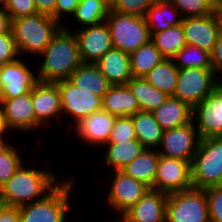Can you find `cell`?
I'll return each mask as SVG.
<instances>
[{
  "label": "cell",
  "instance_id": "1",
  "mask_svg": "<svg viewBox=\"0 0 222 222\" xmlns=\"http://www.w3.org/2000/svg\"><path fill=\"white\" fill-rule=\"evenodd\" d=\"M61 182L53 170L31 168L25 162L0 188V203L15 207L31 204L44 199Z\"/></svg>",
  "mask_w": 222,
  "mask_h": 222
},
{
  "label": "cell",
  "instance_id": "2",
  "mask_svg": "<svg viewBox=\"0 0 222 222\" xmlns=\"http://www.w3.org/2000/svg\"><path fill=\"white\" fill-rule=\"evenodd\" d=\"M71 29L72 27L65 24L39 55L43 59H41V65L38 66L40 82L55 83L67 80L83 63L77 39Z\"/></svg>",
  "mask_w": 222,
  "mask_h": 222
},
{
  "label": "cell",
  "instance_id": "3",
  "mask_svg": "<svg viewBox=\"0 0 222 222\" xmlns=\"http://www.w3.org/2000/svg\"><path fill=\"white\" fill-rule=\"evenodd\" d=\"M62 27L50 15L42 13L12 19L11 30L19 56L38 57Z\"/></svg>",
  "mask_w": 222,
  "mask_h": 222
},
{
  "label": "cell",
  "instance_id": "4",
  "mask_svg": "<svg viewBox=\"0 0 222 222\" xmlns=\"http://www.w3.org/2000/svg\"><path fill=\"white\" fill-rule=\"evenodd\" d=\"M74 183L75 175L67 176L44 199L19 207L20 222H66L67 214L73 210L69 200Z\"/></svg>",
  "mask_w": 222,
  "mask_h": 222
},
{
  "label": "cell",
  "instance_id": "5",
  "mask_svg": "<svg viewBox=\"0 0 222 222\" xmlns=\"http://www.w3.org/2000/svg\"><path fill=\"white\" fill-rule=\"evenodd\" d=\"M222 177V136L200 139L191 163V182L195 189L220 186Z\"/></svg>",
  "mask_w": 222,
  "mask_h": 222
},
{
  "label": "cell",
  "instance_id": "6",
  "mask_svg": "<svg viewBox=\"0 0 222 222\" xmlns=\"http://www.w3.org/2000/svg\"><path fill=\"white\" fill-rule=\"evenodd\" d=\"M105 21L111 33L112 46L126 53L130 54L151 40L149 27L143 16L109 10Z\"/></svg>",
  "mask_w": 222,
  "mask_h": 222
},
{
  "label": "cell",
  "instance_id": "7",
  "mask_svg": "<svg viewBox=\"0 0 222 222\" xmlns=\"http://www.w3.org/2000/svg\"><path fill=\"white\" fill-rule=\"evenodd\" d=\"M165 218L166 222H210L205 190L168 194Z\"/></svg>",
  "mask_w": 222,
  "mask_h": 222
},
{
  "label": "cell",
  "instance_id": "8",
  "mask_svg": "<svg viewBox=\"0 0 222 222\" xmlns=\"http://www.w3.org/2000/svg\"><path fill=\"white\" fill-rule=\"evenodd\" d=\"M220 84L212 69H179L173 97L187 103L193 109Z\"/></svg>",
  "mask_w": 222,
  "mask_h": 222
},
{
  "label": "cell",
  "instance_id": "9",
  "mask_svg": "<svg viewBox=\"0 0 222 222\" xmlns=\"http://www.w3.org/2000/svg\"><path fill=\"white\" fill-rule=\"evenodd\" d=\"M109 177L113 179L109 180H112V184H109L108 186L110 187H107L109 190L106 198L108 205L111 206L109 208H112L119 214V217L117 216L110 220V222H116L151 188L145 183L126 175L121 170L111 171Z\"/></svg>",
  "mask_w": 222,
  "mask_h": 222
},
{
  "label": "cell",
  "instance_id": "10",
  "mask_svg": "<svg viewBox=\"0 0 222 222\" xmlns=\"http://www.w3.org/2000/svg\"><path fill=\"white\" fill-rule=\"evenodd\" d=\"M60 92L61 109L69 115L72 126L90 114L102 110V97L90 90L79 88L68 79L55 82Z\"/></svg>",
  "mask_w": 222,
  "mask_h": 222
},
{
  "label": "cell",
  "instance_id": "11",
  "mask_svg": "<svg viewBox=\"0 0 222 222\" xmlns=\"http://www.w3.org/2000/svg\"><path fill=\"white\" fill-rule=\"evenodd\" d=\"M24 60L20 57L0 66V99L16 98L29 93L40 82L36 70L33 72V66H28L29 62Z\"/></svg>",
  "mask_w": 222,
  "mask_h": 222
},
{
  "label": "cell",
  "instance_id": "12",
  "mask_svg": "<svg viewBox=\"0 0 222 222\" xmlns=\"http://www.w3.org/2000/svg\"><path fill=\"white\" fill-rule=\"evenodd\" d=\"M181 25L186 43L211 54L222 33V12L215 10L207 16L182 18Z\"/></svg>",
  "mask_w": 222,
  "mask_h": 222
},
{
  "label": "cell",
  "instance_id": "13",
  "mask_svg": "<svg viewBox=\"0 0 222 222\" xmlns=\"http://www.w3.org/2000/svg\"><path fill=\"white\" fill-rule=\"evenodd\" d=\"M199 141L200 137L192 120L181 127L165 130L157 151L160 155L192 163Z\"/></svg>",
  "mask_w": 222,
  "mask_h": 222
},
{
  "label": "cell",
  "instance_id": "14",
  "mask_svg": "<svg viewBox=\"0 0 222 222\" xmlns=\"http://www.w3.org/2000/svg\"><path fill=\"white\" fill-rule=\"evenodd\" d=\"M191 188V163L160 155L153 189L171 194Z\"/></svg>",
  "mask_w": 222,
  "mask_h": 222
},
{
  "label": "cell",
  "instance_id": "15",
  "mask_svg": "<svg viewBox=\"0 0 222 222\" xmlns=\"http://www.w3.org/2000/svg\"><path fill=\"white\" fill-rule=\"evenodd\" d=\"M192 120L200 139L222 136V84L193 108Z\"/></svg>",
  "mask_w": 222,
  "mask_h": 222
},
{
  "label": "cell",
  "instance_id": "16",
  "mask_svg": "<svg viewBox=\"0 0 222 222\" xmlns=\"http://www.w3.org/2000/svg\"><path fill=\"white\" fill-rule=\"evenodd\" d=\"M76 29V30H75ZM83 63L95 64L112 46L111 33L106 21L78 29L73 28Z\"/></svg>",
  "mask_w": 222,
  "mask_h": 222
},
{
  "label": "cell",
  "instance_id": "17",
  "mask_svg": "<svg viewBox=\"0 0 222 222\" xmlns=\"http://www.w3.org/2000/svg\"><path fill=\"white\" fill-rule=\"evenodd\" d=\"M31 101L36 118V129L40 130V126L47 129L51 119L62 117L60 92L55 83L39 82L31 90Z\"/></svg>",
  "mask_w": 222,
  "mask_h": 222
},
{
  "label": "cell",
  "instance_id": "18",
  "mask_svg": "<svg viewBox=\"0 0 222 222\" xmlns=\"http://www.w3.org/2000/svg\"><path fill=\"white\" fill-rule=\"evenodd\" d=\"M168 194L149 189L148 192L116 222H166Z\"/></svg>",
  "mask_w": 222,
  "mask_h": 222
},
{
  "label": "cell",
  "instance_id": "19",
  "mask_svg": "<svg viewBox=\"0 0 222 222\" xmlns=\"http://www.w3.org/2000/svg\"><path fill=\"white\" fill-rule=\"evenodd\" d=\"M0 107L10 130L24 133L36 131L31 91L16 98L0 99Z\"/></svg>",
  "mask_w": 222,
  "mask_h": 222
},
{
  "label": "cell",
  "instance_id": "20",
  "mask_svg": "<svg viewBox=\"0 0 222 222\" xmlns=\"http://www.w3.org/2000/svg\"><path fill=\"white\" fill-rule=\"evenodd\" d=\"M115 119L116 116L102 109L81 119L73 127L81 141L99 147L108 142Z\"/></svg>",
  "mask_w": 222,
  "mask_h": 222
},
{
  "label": "cell",
  "instance_id": "21",
  "mask_svg": "<svg viewBox=\"0 0 222 222\" xmlns=\"http://www.w3.org/2000/svg\"><path fill=\"white\" fill-rule=\"evenodd\" d=\"M112 85H126L133 77L129 53L112 47L96 63Z\"/></svg>",
  "mask_w": 222,
  "mask_h": 222
},
{
  "label": "cell",
  "instance_id": "22",
  "mask_svg": "<svg viewBox=\"0 0 222 222\" xmlns=\"http://www.w3.org/2000/svg\"><path fill=\"white\" fill-rule=\"evenodd\" d=\"M193 109L185 102L169 96L153 115L157 123L165 131L186 125L192 121Z\"/></svg>",
  "mask_w": 222,
  "mask_h": 222
},
{
  "label": "cell",
  "instance_id": "23",
  "mask_svg": "<svg viewBox=\"0 0 222 222\" xmlns=\"http://www.w3.org/2000/svg\"><path fill=\"white\" fill-rule=\"evenodd\" d=\"M102 109L120 117L134 115L140 111V106L127 85H112L102 97Z\"/></svg>",
  "mask_w": 222,
  "mask_h": 222
},
{
  "label": "cell",
  "instance_id": "24",
  "mask_svg": "<svg viewBox=\"0 0 222 222\" xmlns=\"http://www.w3.org/2000/svg\"><path fill=\"white\" fill-rule=\"evenodd\" d=\"M68 80L75 86L90 90L100 97H103L112 86L99 67L93 63H82Z\"/></svg>",
  "mask_w": 222,
  "mask_h": 222
},
{
  "label": "cell",
  "instance_id": "25",
  "mask_svg": "<svg viewBox=\"0 0 222 222\" xmlns=\"http://www.w3.org/2000/svg\"><path fill=\"white\" fill-rule=\"evenodd\" d=\"M149 34L163 31L181 24L182 16L179 10L168 0H158L145 15Z\"/></svg>",
  "mask_w": 222,
  "mask_h": 222
},
{
  "label": "cell",
  "instance_id": "26",
  "mask_svg": "<svg viewBox=\"0 0 222 222\" xmlns=\"http://www.w3.org/2000/svg\"><path fill=\"white\" fill-rule=\"evenodd\" d=\"M160 154L156 149H144L142 153L124 166L121 171L153 189Z\"/></svg>",
  "mask_w": 222,
  "mask_h": 222
},
{
  "label": "cell",
  "instance_id": "27",
  "mask_svg": "<svg viewBox=\"0 0 222 222\" xmlns=\"http://www.w3.org/2000/svg\"><path fill=\"white\" fill-rule=\"evenodd\" d=\"M136 139L145 149H158L164 130L151 112H136L131 116Z\"/></svg>",
  "mask_w": 222,
  "mask_h": 222
},
{
  "label": "cell",
  "instance_id": "28",
  "mask_svg": "<svg viewBox=\"0 0 222 222\" xmlns=\"http://www.w3.org/2000/svg\"><path fill=\"white\" fill-rule=\"evenodd\" d=\"M104 165L111 171L121 170L138 157L145 149L138 140H128L120 144H105Z\"/></svg>",
  "mask_w": 222,
  "mask_h": 222
},
{
  "label": "cell",
  "instance_id": "29",
  "mask_svg": "<svg viewBox=\"0 0 222 222\" xmlns=\"http://www.w3.org/2000/svg\"><path fill=\"white\" fill-rule=\"evenodd\" d=\"M137 98L140 111L153 112L159 108L169 96L149 84L144 78H132L127 84Z\"/></svg>",
  "mask_w": 222,
  "mask_h": 222
},
{
  "label": "cell",
  "instance_id": "30",
  "mask_svg": "<svg viewBox=\"0 0 222 222\" xmlns=\"http://www.w3.org/2000/svg\"><path fill=\"white\" fill-rule=\"evenodd\" d=\"M178 73L179 68L173 59L164 58L143 78L161 92L173 96L178 81Z\"/></svg>",
  "mask_w": 222,
  "mask_h": 222
},
{
  "label": "cell",
  "instance_id": "31",
  "mask_svg": "<svg viewBox=\"0 0 222 222\" xmlns=\"http://www.w3.org/2000/svg\"><path fill=\"white\" fill-rule=\"evenodd\" d=\"M164 57L150 40L147 44L142 45L129 54V61L133 78H143Z\"/></svg>",
  "mask_w": 222,
  "mask_h": 222
},
{
  "label": "cell",
  "instance_id": "32",
  "mask_svg": "<svg viewBox=\"0 0 222 222\" xmlns=\"http://www.w3.org/2000/svg\"><path fill=\"white\" fill-rule=\"evenodd\" d=\"M110 5L105 0H80L72 20L78 27L97 25L104 22L108 16ZM82 27H81V26Z\"/></svg>",
  "mask_w": 222,
  "mask_h": 222
},
{
  "label": "cell",
  "instance_id": "33",
  "mask_svg": "<svg viewBox=\"0 0 222 222\" xmlns=\"http://www.w3.org/2000/svg\"><path fill=\"white\" fill-rule=\"evenodd\" d=\"M151 41L166 59H172L187 45L181 24L153 34Z\"/></svg>",
  "mask_w": 222,
  "mask_h": 222
},
{
  "label": "cell",
  "instance_id": "34",
  "mask_svg": "<svg viewBox=\"0 0 222 222\" xmlns=\"http://www.w3.org/2000/svg\"><path fill=\"white\" fill-rule=\"evenodd\" d=\"M172 59L179 69H212L210 53L194 45L187 44Z\"/></svg>",
  "mask_w": 222,
  "mask_h": 222
},
{
  "label": "cell",
  "instance_id": "35",
  "mask_svg": "<svg viewBox=\"0 0 222 222\" xmlns=\"http://www.w3.org/2000/svg\"><path fill=\"white\" fill-rule=\"evenodd\" d=\"M18 149L11 143L0 144V188L24 163Z\"/></svg>",
  "mask_w": 222,
  "mask_h": 222
},
{
  "label": "cell",
  "instance_id": "36",
  "mask_svg": "<svg viewBox=\"0 0 222 222\" xmlns=\"http://www.w3.org/2000/svg\"><path fill=\"white\" fill-rule=\"evenodd\" d=\"M180 12L182 18L207 16L213 13L215 9L211 6L209 0H168Z\"/></svg>",
  "mask_w": 222,
  "mask_h": 222
},
{
  "label": "cell",
  "instance_id": "37",
  "mask_svg": "<svg viewBox=\"0 0 222 222\" xmlns=\"http://www.w3.org/2000/svg\"><path fill=\"white\" fill-rule=\"evenodd\" d=\"M128 140H137L131 116L116 117L106 144H120Z\"/></svg>",
  "mask_w": 222,
  "mask_h": 222
},
{
  "label": "cell",
  "instance_id": "38",
  "mask_svg": "<svg viewBox=\"0 0 222 222\" xmlns=\"http://www.w3.org/2000/svg\"><path fill=\"white\" fill-rule=\"evenodd\" d=\"M158 0H115L110 10L121 14H133L145 17L149 8Z\"/></svg>",
  "mask_w": 222,
  "mask_h": 222
},
{
  "label": "cell",
  "instance_id": "39",
  "mask_svg": "<svg viewBox=\"0 0 222 222\" xmlns=\"http://www.w3.org/2000/svg\"><path fill=\"white\" fill-rule=\"evenodd\" d=\"M210 222H222V186L205 189Z\"/></svg>",
  "mask_w": 222,
  "mask_h": 222
},
{
  "label": "cell",
  "instance_id": "40",
  "mask_svg": "<svg viewBox=\"0 0 222 222\" xmlns=\"http://www.w3.org/2000/svg\"><path fill=\"white\" fill-rule=\"evenodd\" d=\"M20 58L12 30L0 35V66Z\"/></svg>",
  "mask_w": 222,
  "mask_h": 222
},
{
  "label": "cell",
  "instance_id": "41",
  "mask_svg": "<svg viewBox=\"0 0 222 222\" xmlns=\"http://www.w3.org/2000/svg\"><path fill=\"white\" fill-rule=\"evenodd\" d=\"M5 10L10 15L11 20L38 13L33 0H9L5 6Z\"/></svg>",
  "mask_w": 222,
  "mask_h": 222
},
{
  "label": "cell",
  "instance_id": "42",
  "mask_svg": "<svg viewBox=\"0 0 222 222\" xmlns=\"http://www.w3.org/2000/svg\"><path fill=\"white\" fill-rule=\"evenodd\" d=\"M80 0H57L55 5V20L65 25V17L73 16ZM64 20V22H62Z\"/></svg>",
  "mask_w": 222,
  "mask_h": 222
},
{
  "label": "cell",
  "instance_id": "43",
  "mask_svg": "<svg viewBox=\"0 0 222 222\" xmlns=\"http://www.w3.org/2000/svg\"><path fill=\"white\" fill-rule=\"evenodd\" d=\"M210 56L212 70L217 80L222 84V33L217 38L216 44L214 45Z\"/></svg>",
  "mask_w": 222,
  "mask_h": 222
},
{
  "label": "cell",
  "instance_id": "44",
  "mask_svg": "<svg viewBox=\"0 0 222 222\" xmlns=\"http://www.w3.org/2000/svg\"><path fill=\"white\" fill-rule=\"evenodd\" d=\"M0 222H20L19 207L0 203Z\"/></svg>",
  "mask_w": 222,
  "mask_h": 222
},
{
  "label": "cell",
  "instance_id": "45",
  "mask_svg": "<svg viewBox=\"0 0 222 222\" xmlns=\"http://www.w3.org/2000/svg\"><path fill=\"white\" fill-rule=\"evenodd\" d=\"M37 12L50 15L55 19V5L57 0H33Z\"/></svg>",
  "mask_w": 222,
  "mask_h": 222
},
{
  "label": "cell",
  "instance_id": "46",
  "mask_svg": "<svg viewBox=\"0 0 222 222\" xmlns=\"http://www.w3.org/2000/svg\"><path fill=\"white\" fill-rule=\"evenodd\" d=\"M12 27V20L4 7H0V35L10 32Z\"/></svg>",
  "mask_w": 222,
  "mask_h": 222
},
{
  "label": "cell",
  "instance_id": "47",
  "mask_svg": "<svg viewBox=\"0 0 222 222\" xmlns=\"http://www.w3.org/2000/svg\"><path fill=\"white\" fill-rule=\"evenodd\" d=\"M9 131H10V133L12 132L7 126L2 109L0 107V144H5V143H8V141H11V140L7 139V136L4 139L6 132L8 133Z\"/></svg>",
  "mask_w": 222,
  "mask_h": 222
},
{
  "label": "cell",
  "instance_id": "48",
  "mask_svg": "<svg viewBox=\"0 0 222 222\" xmlns=\"http://www.w3.org/2000/svg\"><path fill=\"white\" fill-rule=\"evenodd\" d=\"M209 2L215 10L222 12V0H209Z\"/></svg>",
  "mask_w": 222,
  "mask_h": 222
},
{
  "label": "cell",
  "instance_id": "49",
  "mask_svg": "<svg viewBox=\"0 0 222 222\" xmlns=\"http://www.w3.org/2000/svg\"><path fill=\"white\" fill-rule=\"evenodd\" d=\"M9 0H0V7H4L7 5Z\"/></svg>",
  "mask_w": 222,
  "mask_h": 222
},
{
  "label": "cell",
  "instance_id": "50",
  "mask_svg": "<svg viewBox=\"0 0 222 222\" xmlns=\"http://www.w3.org/2000/svg\"><path fill=\"white\" fill-rule=\"evenodd\" d=\"M105 1L111 6L115 0H105Z\"/></svg>",
  "mask_w": 222,
  "mask_h": 222
}]
</instances>
